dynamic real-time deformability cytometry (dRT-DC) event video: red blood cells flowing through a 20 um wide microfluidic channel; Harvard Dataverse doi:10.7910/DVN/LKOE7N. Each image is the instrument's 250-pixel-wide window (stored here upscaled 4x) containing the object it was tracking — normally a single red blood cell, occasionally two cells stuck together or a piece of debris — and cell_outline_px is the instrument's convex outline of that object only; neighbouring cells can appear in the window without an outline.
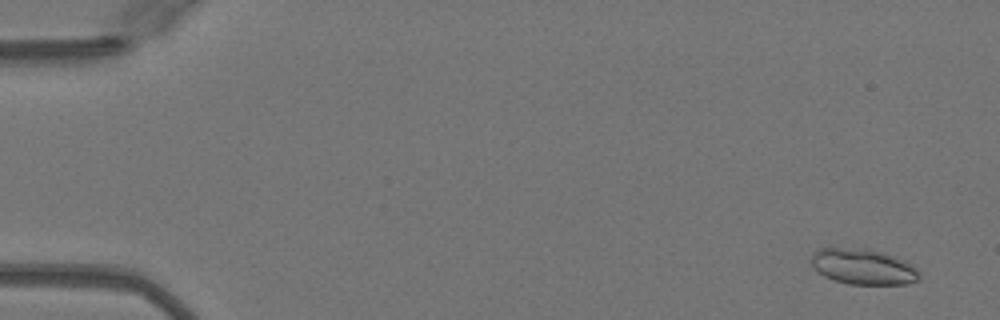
{"species": "Egyptian fruit bat (a non-hibernating species)", "species_latin": "Rousettus aegyptiacus", "temperature_condition": "warm", "stored_images_in_passage": 51, "camera_frame_rate_fps": 3000, "um_per_image_px": 0.085, "animal": {"sex": "female"}, "frame": {"image": 1, "passage_image": 3, "time_ms": 0.667, "image_size_px": [1000, 320], "cell_outline_px": [[920, 280], [908, 284], [848, 284], [824, 276], [812, 268], [812, 256], [820, 248], [868, 248], [904, 260], [912, 264], [920, 276]], "centroid_in_image_um": [73.38, 22.67], "position_along_channel_um": 11.6, "area_um2": 22.31}}
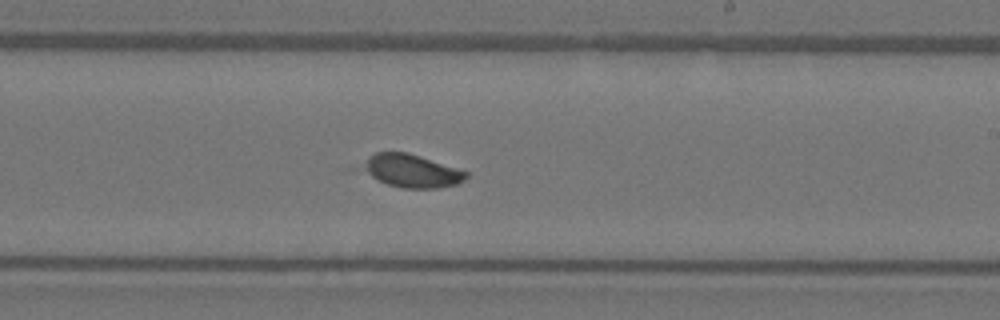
{"frame": {"image": 2, "passage_image": 31, "time_ms": 10.0, "image_size_px": [1000, 320], "cell_outline_px": [[468, 176], [464, 180], [456, 184], [436, 188], [404, 188], [388, 184], [372, 176], [360, 168], [376, 152], [408, 152], [468, 172]], "centroid_in_image_um": [35.02, 14.52], "position_along_channel_um": 254.0, "area_um2": 19.36}}
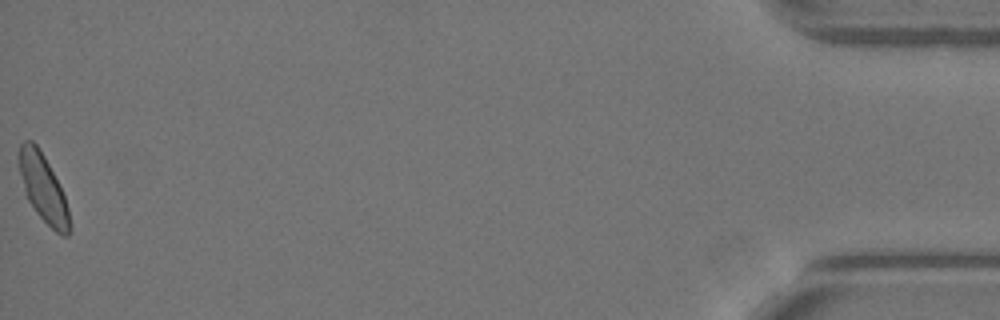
{"frame": {"image": 3, "passage_image": 51, "time_ms": 16.667, "image_size_px": [1000, 320], "cell_outline_px": [[68, 236], [64, 236], [56, 232], [36, 212], [28, 200], [24, 192], [20, 172], [20, 144], [24, 140], [32, 140], [36, 144], [44, 156], [64, 196], [68, 208]], "centroid_in_image_um": [3.64, 15.98], "position_along_channel_um": 431.6, "area_um2": 19.02}}